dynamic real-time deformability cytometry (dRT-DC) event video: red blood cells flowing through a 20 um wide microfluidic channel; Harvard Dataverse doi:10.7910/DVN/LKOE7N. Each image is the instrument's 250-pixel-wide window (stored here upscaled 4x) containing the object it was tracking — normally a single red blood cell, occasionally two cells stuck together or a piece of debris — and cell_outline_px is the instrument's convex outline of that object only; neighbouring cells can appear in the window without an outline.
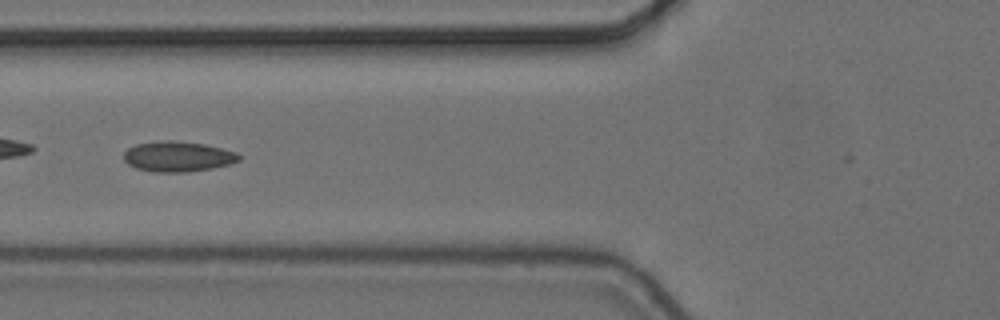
{"species": "common noctule bat (a hibernating species)", "species_latin": "Nyctalus noctula", "temperature_condition": "cold", "stored_images_in_passage": 7, "camera_frame_rate_fps": 3000, "um_per_image_px": 0.085, "animal": {"sex": "female", "body_mass_g": 24.6, "forearm_length_mm": 56.2}, "frame": {"image": 1, "passage_image": 6, "time_ms": 1.667, "image_size_px": [1000, 320], "cell_outline_px": [[240, 160], [228, 164], [212, 168], [188, 172], [156, 172], [136, 168], [128, 164], [124, 160], [124, 152], [128, 148], [136, 144], [160, 140], [176, 140], [204, 144], [236, 152], [240, 156]], "centroid_in_image_um": [15.09, 13.3], "position_along_channel_um": 110.7, "area_um2": 20.35}}
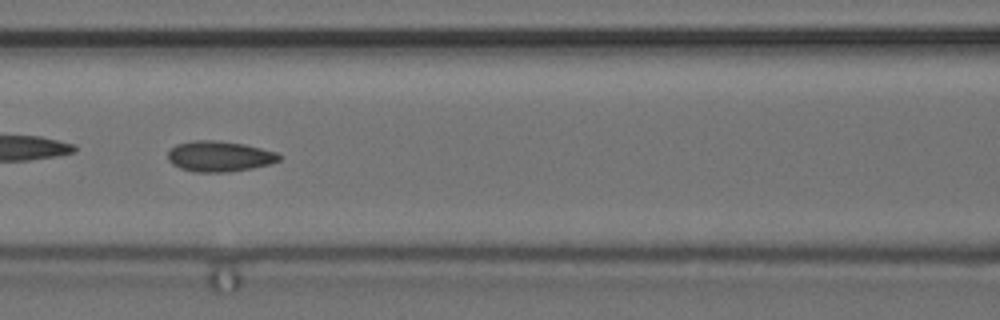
{"frame": {"image": 2, "passage_image": 7, "time_ms": 2.0, "image_size_px": [1000, 320], "cell_outline_px": [[284, 156], [280, 160], [272, 164], [252, 168], [228, 172], [192, 172], [180, 168], [172, 164], [168, 160], [168, 152], [176, 144], [196, 140], [216, 140], [244, 144], [276, 152]], "centroid_in_image_um": [18.67, 13.29], "position_along_channel_um": 147.9, "area_um2": 20.0}}